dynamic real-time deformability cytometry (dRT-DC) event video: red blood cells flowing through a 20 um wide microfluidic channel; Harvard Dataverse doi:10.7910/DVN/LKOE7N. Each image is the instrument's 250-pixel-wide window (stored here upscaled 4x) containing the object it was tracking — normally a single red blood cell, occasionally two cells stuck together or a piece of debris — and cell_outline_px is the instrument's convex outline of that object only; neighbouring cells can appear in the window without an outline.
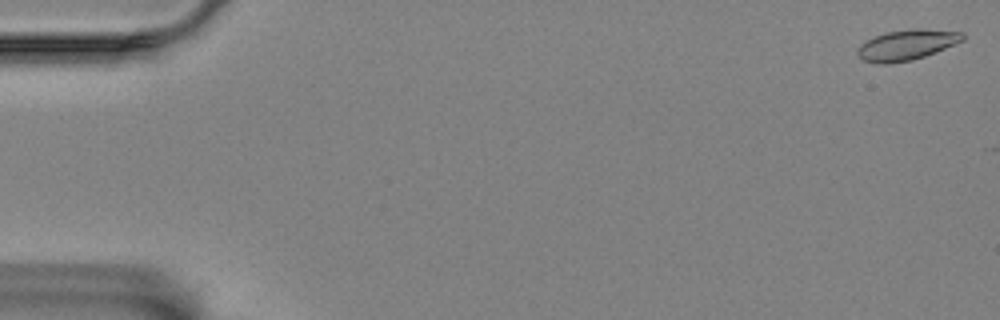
{"species": "Egyptian fruit bat (a non-hibernating species)", "species_latin": "Rousettus aegyptiacus", "temperature_condition": "room temperature", "stored_images_in_passage": 17, "camera_frame_rate_fps": 3000, "um_per_image_px": 0.085, "animal": {"sex": "female"}, "frame": {"image": 1, "passage_image": 1, "time_ms": 0.0, "image_size_px": [1000, 320], "cell_outline_px": [[964, 40], [936, 52], [912, 60], [888, 64], [876, 64], [864, 60], [856, 52], [860, 44], [876, 36], [888, 32], [912, 28], [924, 28], [964, 32]], "centroid_in_image_um": [77.1, 3.81], "position_along_channel_um": 7.9, "area_um2": 18.67}}
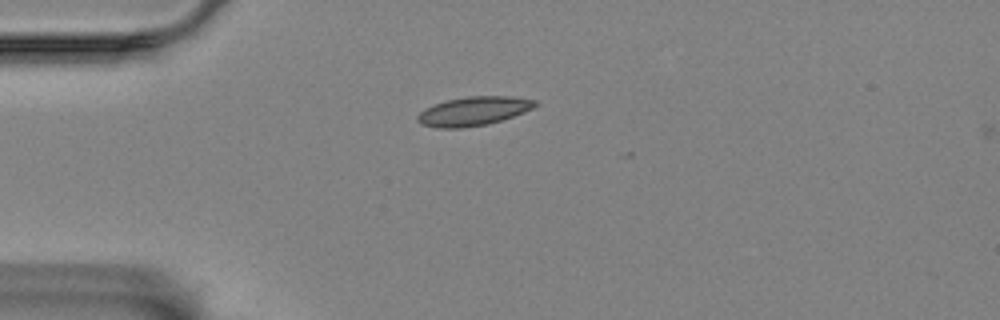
{"frame": {"image": 2, "passage_image": 15, "time_ms": 4.667, "image_size_px": [1000, 320], "cell_outline_px": [[540, 104], [524, 112], [488, 124], [460, 128], [436, 128], [420, 124], [416, 120], [416, 116], [424, 108], [448, 100], [468, 96], [512, 96], [536, 100]], "centroid_in_image_um": [40.24, 9.45], "position_along_channel_um": 44.8, "area_um2": 19.83}}